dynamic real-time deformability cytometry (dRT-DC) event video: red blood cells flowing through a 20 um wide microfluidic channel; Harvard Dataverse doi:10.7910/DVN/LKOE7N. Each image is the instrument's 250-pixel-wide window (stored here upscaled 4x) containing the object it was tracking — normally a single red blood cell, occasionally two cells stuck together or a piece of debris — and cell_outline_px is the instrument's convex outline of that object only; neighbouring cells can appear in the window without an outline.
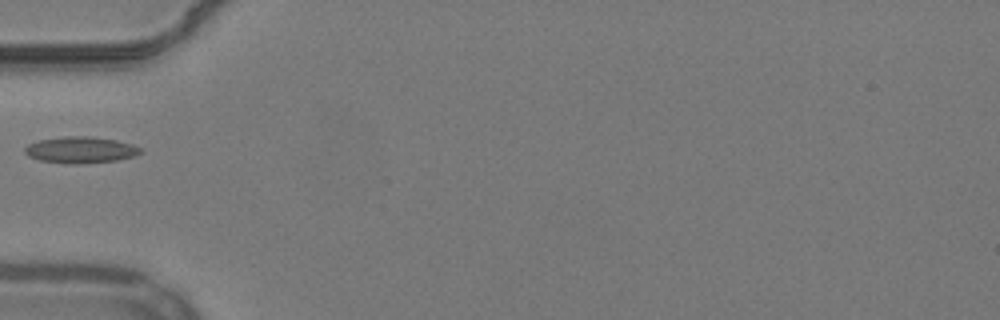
{"species": "common noctule bat (a hibernating species)", "species_latin": "Nyctalus noctula", "temperature_condition": "warm", "stored_images_in_passage": 36, "camera_frame_rate_fps": 3000, "um_per_image_px": 0.085, "animal": {"sex": "male", "body_mass_g": 19.2, "forearm_length_mm": 51.8}, "frame": {"image": 1, "passage_image": 1, "time_ms": 0.0, "image_size_px": [1000, 320], "cell_outline_px": [[144, 152], [132, 156], [116, 160], [80, 164], [68, 164], [40, 160], [28, 156], [24, 152], [24, 148], [28, 144], [40, 140], [64, 136], [92, 136], [116, 140], [132, 144], [140, 148]], "centroid_in_image_um": [6.84, 12.74], "position_along_channel_um": 78.2, "area_um2": 17.8}}
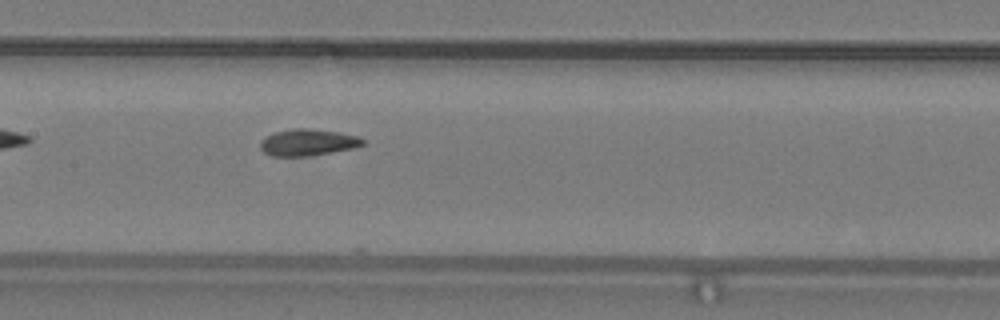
{"frame": {"image": 2, "passage_image": 9, "time_ms": 2.667, "image_size_px": [1000, 320], "cell_outline_px": [[364, 144], [352, 148], [332, 152], [308, 156], [268, 156], [260, 148], [260, 140], [276, 132], [292, 128], [308, 128], [340, 132], [356, 136], [364, 140]], "centroid_in_image_um": [26.13, 12.1], "position_along_channel_um": 181.3, "area_um2": 15.84}}
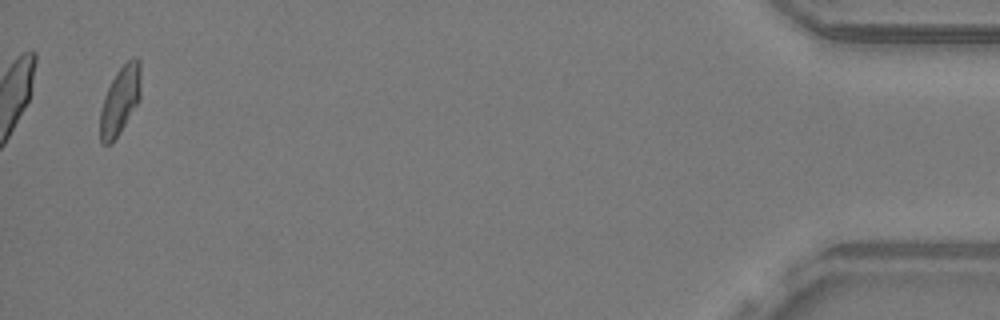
{"frame": {"image": 3, "passage_image": 35, "time_ms": 11.333, "image_size_px": [1000, 320], "cell_outline_px": [[140, 100], [120, 132], [112, 144], [100, 144], [100, 112], [104, 96], [116, 72], [132, 56], [136, 56], [140, 60]], "centroid_in_image_um": [10.21, 8.54], "position_along_channel_um": 425.0, "area_um2": 16.24}}